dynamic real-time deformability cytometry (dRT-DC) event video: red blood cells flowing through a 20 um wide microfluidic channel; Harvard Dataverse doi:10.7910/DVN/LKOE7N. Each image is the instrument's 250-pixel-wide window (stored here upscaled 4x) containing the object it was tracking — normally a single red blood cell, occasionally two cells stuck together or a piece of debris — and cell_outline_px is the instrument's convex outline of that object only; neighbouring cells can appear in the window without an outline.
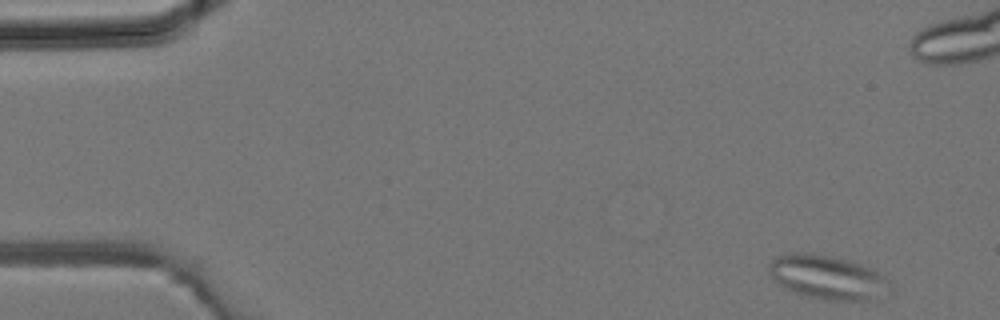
{"species": "common noctule bat (a hibernating species)", "species_latin": "Nyctalus noctula", "temperature_condition": "room temperature", "stored_images_in_passage": 3, "camera_frame_rate_fps": 3000, "um_per_image_px": 0.085, "animal": {"sex": "male", "body_mass_g": 19.2, "forearm_length_mm": 51.8}, "frame": {"image": 1, "passage_image": 3, "time_ms": 0.667, "image_size_px": [1000, 320], "cell_outline_px": [[884, 276], [868, 300], [824, 300], [808, 296], [796, 292], [780, 284], [772, 276], [768, 268], [768, 264], [776, 256], [792, 252], [808, 252], [832, 256], [848, 260], [860, 264]], "centroid_in_image_um": [70.07, 23.49], "position_along_channel_um": 14.9, "area_um2": 29.02}}